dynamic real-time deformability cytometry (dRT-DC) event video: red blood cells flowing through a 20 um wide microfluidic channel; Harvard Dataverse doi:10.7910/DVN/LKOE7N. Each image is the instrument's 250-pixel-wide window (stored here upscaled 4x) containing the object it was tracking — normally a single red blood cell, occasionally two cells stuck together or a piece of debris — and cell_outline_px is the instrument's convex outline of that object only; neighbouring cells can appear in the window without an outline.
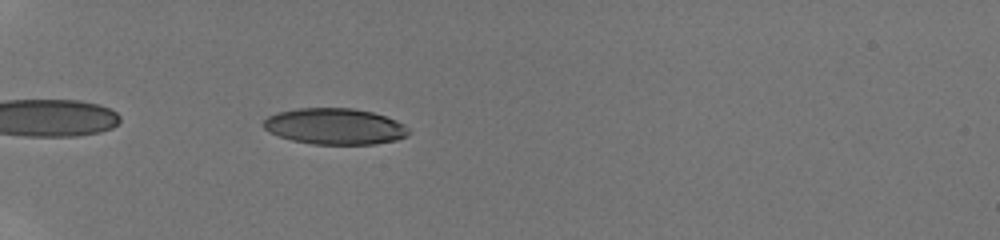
{"species": "human", "species_latin": "Homo sapiens", "temperature_condition": "room temperature", "stored_images_in_passage": 5, "camera_frame_rate_fps": 3000, "um_per_image_px": 0.085, "donor": {"sex": "male"}, "frame": {"image": 1, "passage_image": 2, "time_ms": 0.333, "image_size_px": [1000, 240], "cell_outline_px": [[412, 132], [408, 136], [396, 140], [376, 144], [312, 144], [292, 140], [268, 132], [264, 128], [264, 120], [268, 116], [280, 112], [296, 108], [352, 108], [372, 112], [396, 120], [404, 124]], "centroid_in_image_um": [28.49, 10.74], "position_along_channel_um": 56.5, "area_um2": 30.63}}
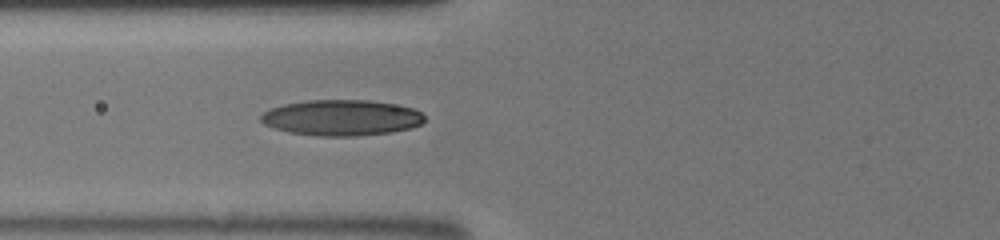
{"frame": {"image": 2, "passage_image": 5, "time_ms": 1.333, "image_size_px": [1000, 240], "cell_outline_px": [[424, 120], [420, 124], [412, 128], [392, 132], [356, 136], [320, 136], [288, 132], [272, 128], [264, 124], [260, 120], [260, 116], [268, 108], [284, 104], [308, 100], [368, 100], [392, 104], [412, 108], [420, 112], [424, 116]], "centroid_in_image_um": [28.99, 10.01], "position_along_channel_um": 96.8, "area_um2": 34.22}}